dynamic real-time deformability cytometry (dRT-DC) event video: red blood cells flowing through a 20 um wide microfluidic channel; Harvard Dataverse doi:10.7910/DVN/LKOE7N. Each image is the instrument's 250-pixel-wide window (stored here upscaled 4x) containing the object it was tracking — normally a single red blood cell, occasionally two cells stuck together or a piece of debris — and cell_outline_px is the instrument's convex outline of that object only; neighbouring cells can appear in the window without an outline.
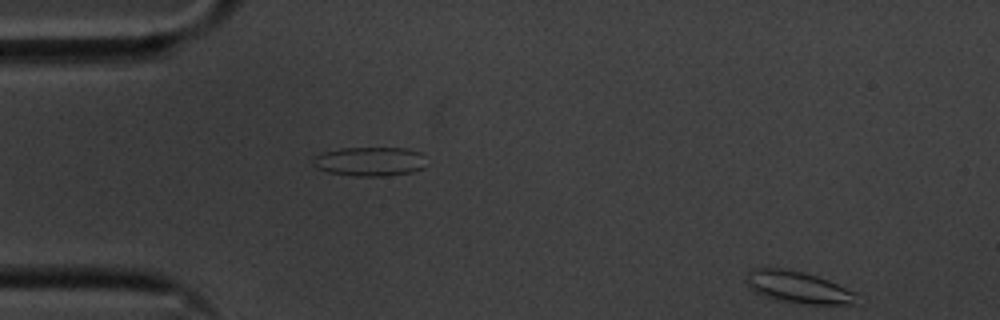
{"species": "common noctule bat (a hibernating species)", "species_latin": "Nyctalus noctula", "temperature_condition": "cold", "stored_images_in_passage": 15, "segment_of_instrument_passage": [2, 2], "camera_frame_rate_fps": 3000, "um_per_image_px": 0.085, "animal": {"sex": "male", "body_mass_g": 20.1, "forearm_length_mm": 53.5}, "frame": {"image": 1, "passage_image": 15, "time_ms": 4.667, "image_size_px": [1000, 320], "cell_outline_px": [[856, 304], [808, 304], [780, 300], [764, 296], [756, 292], [744, 280], [748, 272], [752, 268], [784, 268], [816, 276], [828, 280], [856, 292]], "centroid_in_image_um": [67.83, 24.41], "position_along_channel_um": 17.2, "area_um2": 20.17}}